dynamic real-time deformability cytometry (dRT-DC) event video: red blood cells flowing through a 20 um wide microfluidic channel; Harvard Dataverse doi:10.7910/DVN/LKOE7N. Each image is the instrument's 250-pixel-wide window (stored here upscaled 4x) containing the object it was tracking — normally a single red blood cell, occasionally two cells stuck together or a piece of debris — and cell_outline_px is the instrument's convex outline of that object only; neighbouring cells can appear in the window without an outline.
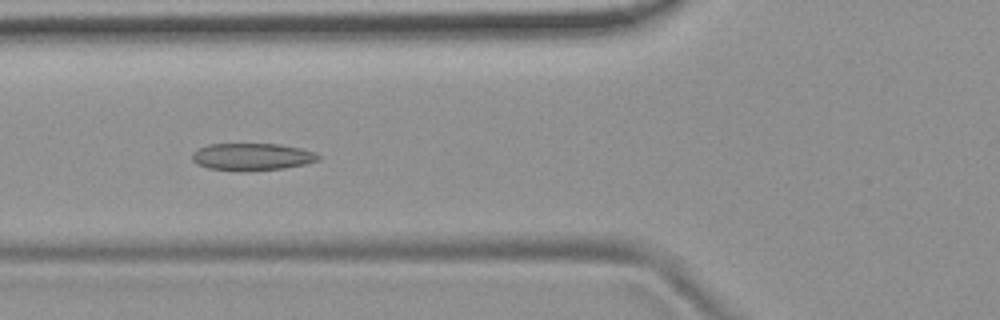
{"species": "common noctule bat (a hibernating species)", "species_latin": "Nyctalus noctula", "temperature_condition": "room temperature", "stored_images_in_passage": 54, "camera_frame_rate_fps": 3000, "um_per_image_px": 0.085, "animal": {"sex": "female", "body_mass_g": 19.9}, "frame": {"image": 1, "passage_image": 20, "time_ms": 6.333, "image_size_px": [1000, 320], "cell_outline_px": [[324, 156], [320, 160], [304, 164], [284, 168], [240, 172], [208, 168], [196, 164], [192, 160], [192, 152], [208, 144], [280, 144], [300, 148], [316, 152]], "centroid_in_image_um": [21.45, 13.33], "position_along_channel_um": 104.4, "area_um2": 20.35}}
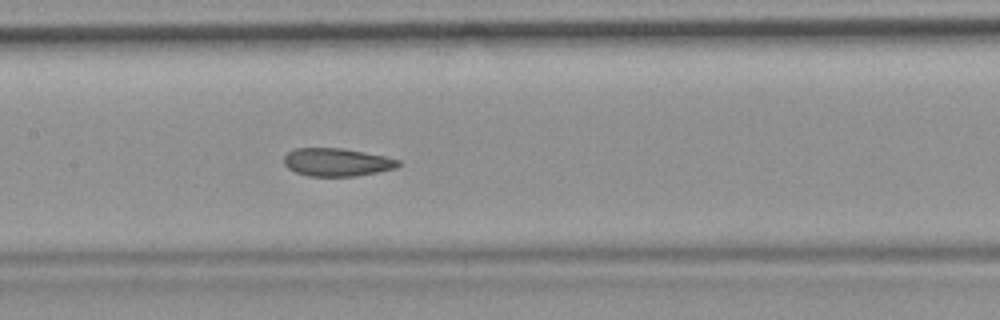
{"frame": {"image": 2, "passage_image": 26, "time_ms": 8.333, "image_size_px": [1000, 320], "cell_outline_px": [[400, 164], [396, 168], [356, 176], [308, 176], [296, 172], [288, 168], [284, 164], [284, 156], [288, 152], [296, 148], [344, 148], [384, 156], [400, 160]], "centroid_in_image_um": [28.62, 13.78], "position_along_channel_um": 178.8, "area_um2": 18.61}}
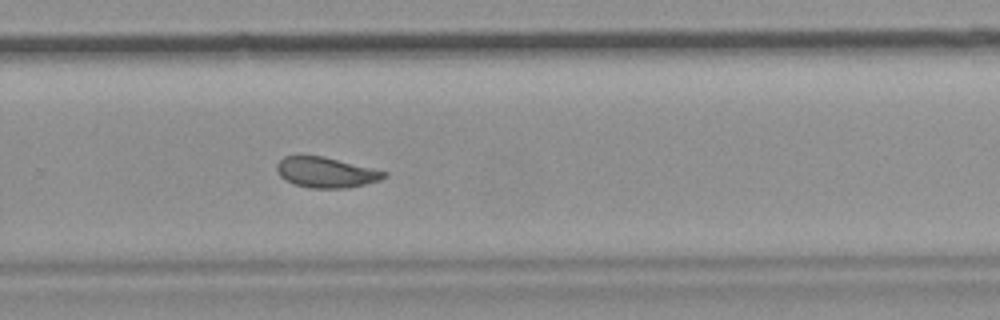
{"frame": {"image": 3, "passage_image": 36, "time_ms": 11.667, "image_size_px": [1000, 320], "cell_outline_px": [[388, 176], [380, 180], [348, 188], [312, 188], [292, 184], [284, 180], [280, 176], [276, 168], [276, 164], [284, 156], [300, 152], [324, 156], [388, 172]], "centroid_in_image_um": [27.64, 14.61], "position_along_channel_um": 302.2, "area_um2": 19.65}, "authors_computed_cell_mechanics": {"area_um2": 20.3456, "velocity_mm_per_s": 3.7188, "shape_relaxation_time_tau1_ms": 8.8907, "shape_relaxation_time_tau2_ms": 1.2217, "deformation_change_tau1": 0.1605, "deformation_change_tau2": 0.0591}}